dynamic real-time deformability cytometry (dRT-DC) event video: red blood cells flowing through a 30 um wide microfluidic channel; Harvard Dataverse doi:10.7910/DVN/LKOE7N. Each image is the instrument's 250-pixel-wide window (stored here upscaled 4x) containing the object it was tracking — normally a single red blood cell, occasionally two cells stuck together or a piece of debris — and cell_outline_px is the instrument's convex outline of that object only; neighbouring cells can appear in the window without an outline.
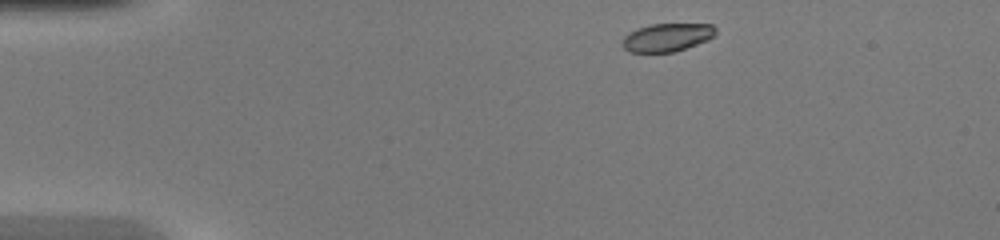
{"species": "common noctule bat (a hibernating species)", "species_latin": "Nyctalus noctula", "temperature_condition": "warm", "stored_images_in_passage": 41, "camera_frame_rate_fps": 3000, "um_per_image_px": 0.085, "animal": {"sex": "female", "body_mass_g": 20.0, "forearm_length_mm": 54.0}, "frame": {"image": 1, "passage_image": 1, "time_ms": 0.0, "image_size_px": [1000, 240], "cell_outline_px": [[716, 36], [708, 40], [672, 52], [628, 52], [620, 44], [624, 36], [628, 32], [636, 28], [652, 24], [712, 24], [716, 28]], "centroid_in_image_um": [56.67, 3.17], "position_along_channel_um": 28.3, "area_um2": 15.43}}
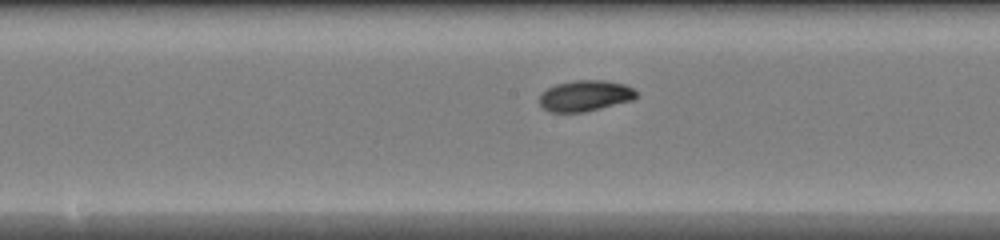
{"frame": {"image": 2, "passage_image": 18, "time_ms": 5.667, "image_size_px": [1000, 240], "cell_outline_px": [[636, 96], [632, 100], [584, 112], [548, 112], [540, 104], [540, 92], [556, 84], [572, 80], [604, 80], [624, 84], [632, 88], [636, 92]], "centroid_in_image_um": [49.7, 8.13], "position_along_channel_um": 198.5, "area_um2": 17.4}}
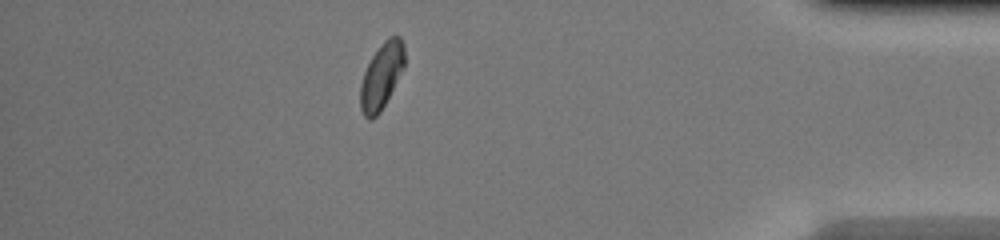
{"frame": {"image": 3, "passage_image": 35, "time_ms": 11.333, "image_size_px": [1000, 240], "cell_outline_px": [[404, 68], [380, 112], [372, 120], [368, 120], [364, 116], [360, 108], [360, 84], [364, 72], [372, 56], [380, 44], [388, 36], [400, 36], [404, 44]], "centroid_in_image_um": [32.42, 6.45], "position_along_channel_um": 402.8, "area_um2": 16.99}, "authors_computed_cell_mechanics": {"area_um2": 16.9932, "velocity_mm_per_s": 4.2906, "shape_relaxation_time_tau1_ms": 1.6804, "shape_relaxation_time_tau2_ms": null, "deformation_change_tau1": 0.1229, "deformation_change_tau2": null}}